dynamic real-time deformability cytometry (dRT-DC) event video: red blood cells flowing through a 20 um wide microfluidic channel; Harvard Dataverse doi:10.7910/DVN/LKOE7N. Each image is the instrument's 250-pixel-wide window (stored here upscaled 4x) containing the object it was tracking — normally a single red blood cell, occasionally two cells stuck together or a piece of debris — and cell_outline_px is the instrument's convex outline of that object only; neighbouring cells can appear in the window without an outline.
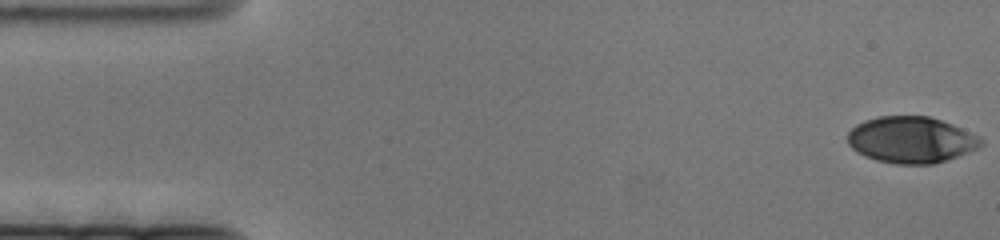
{"species": "human", "species_latin": "Homo sapiens", "temperature_condition": "cold", "stored_images_in_passage": 78, "camera_frame_rate_fps": 3000, "um_per_image_px": 0.085, "donor": {"sex": "female"}, "frame": {"image": 1, "passage_image": 1, "time_ms": 0.0, "image_size_px": [1000, 240], "cell_outline_px": [[984, 144], [980, 148], [932, 164], [896, 164], [876, 160], [864, 156], [856, 152], [848, 144], [848, 132], [856, 124], [864, 120], [880, 116], [928, 116], [952, 124], [972, 132], [980, 136], [984, 140]], "centroid_in_image_um": [77.46, 11.88], "position_along_channel_um": 7.5, "area_um2": 36.18}}
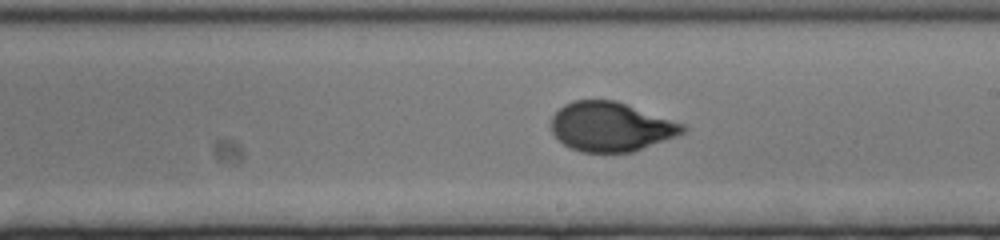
{"frame": {"image": 2, "passage_image": 43, "time_ms": 14.0, "image_size_px": [1000, 240], "cell_outline_px": [[688, 128], [684, 132], [664, 140], [632, 152], [580, 152], [568, 148], [552, 132], [552, 116], [564, 104], [572, 100], [616, 100], [684, 124]], "centroid_in_image_um": [51.9, 10.77], "position_along_channel_um": 237.1, "area_um2": 37.57}}
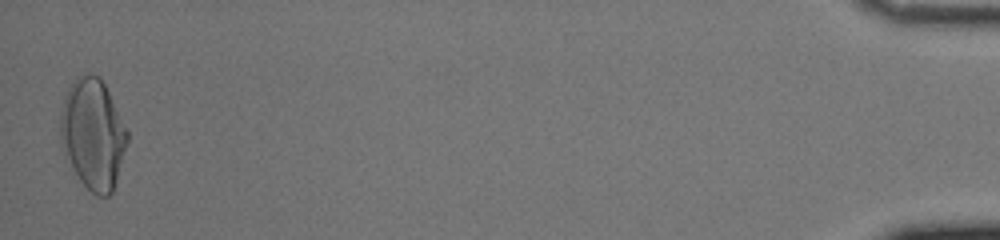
{"frame": {"image": 3, "passage_image": 77, "time_ms": 25.333, "image_size_px": [1000, 240], "cell_outline_px": [[128, 140], [116, 180], [112, 192], [108, 196], [96, 196], [80, 180], [60, 148], [60, 112], [64, 96], [68, 88], [76, 76], [100, 76], [128, 132]], "centroid_in_image_um": [7.86, 11.4], "position_along_channel_um": 427.3, "area_um2": 42.66}}